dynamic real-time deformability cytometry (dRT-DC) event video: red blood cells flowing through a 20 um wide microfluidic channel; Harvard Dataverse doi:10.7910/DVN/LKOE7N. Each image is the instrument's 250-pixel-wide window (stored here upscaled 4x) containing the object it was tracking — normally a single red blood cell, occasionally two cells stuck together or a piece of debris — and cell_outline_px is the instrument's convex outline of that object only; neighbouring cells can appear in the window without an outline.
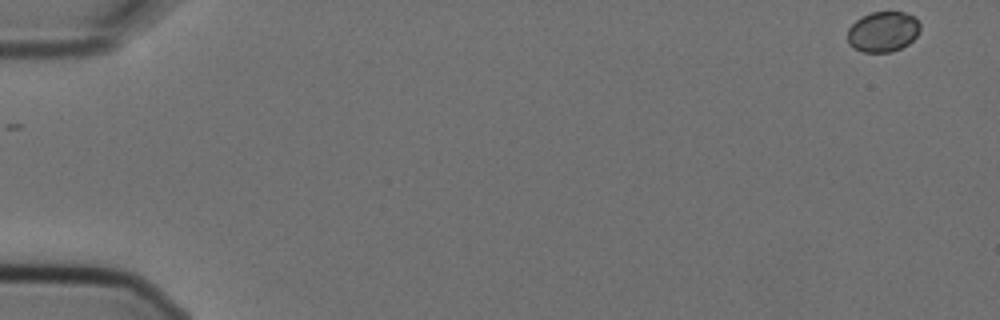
{"species": "Egyptian fruit bat (a non-hibernating species)", "species_latin": "Rousettus aegyptiacus", "temperature_condition": "cold", "stored_images_in_passage": 6, "camera_frame_rate_fps": 3000, "um_per_image_px": 0.085, "animal": {"sex": "female"}, "frame": {"image": 1, "passage_image": 1, "time_ms": 0.0, "image_size_px": [1000, 320], "cell_outline_px": [[920, 28], [916, 36], [908, 44], [892, 52], [864, 52], [848, 44], [848, 28], [860, 16], [872, 12], [904, 12], [916, 16], [920, 24]], "centroid_in_image_um": [75.06, 2.68], "position_along_channel_um": 9.9, "area_um2": 17.17}}
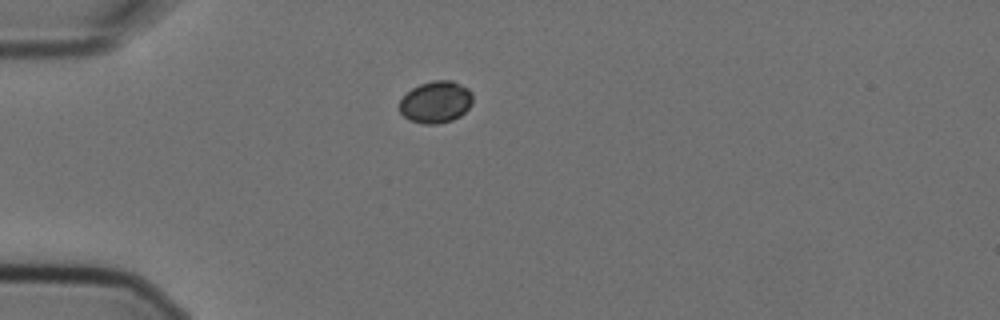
{"frame": {"image": 2, "passage_image": 5, "time_ms": 1.333, "image_size_px": [1000, 320], "cell_outline_px": [[472, 104], [460, 116], [452, 120], [436, 124], [424, 124], [408, 120], [400, 112], [400, 100], [412, 88], [420, 84], [432, 80], [452, 80], [468, 88], [472, 92]], "centroid_in_image_um": [37.05, 8.67], "position_along_channel_um": 48.0, "area_um2": 17.92}}